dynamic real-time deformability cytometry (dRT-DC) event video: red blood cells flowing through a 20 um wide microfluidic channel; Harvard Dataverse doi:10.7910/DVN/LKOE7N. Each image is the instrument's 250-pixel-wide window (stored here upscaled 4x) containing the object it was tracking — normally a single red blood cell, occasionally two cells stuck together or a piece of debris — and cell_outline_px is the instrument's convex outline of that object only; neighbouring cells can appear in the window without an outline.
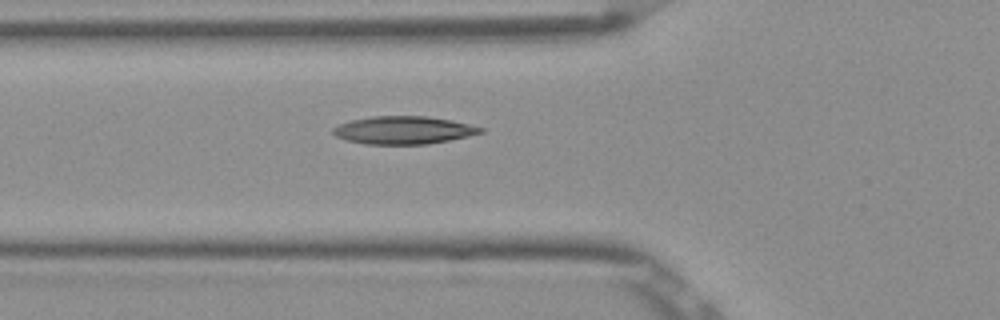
{"species": "Egyptian fruit bat (a non-hibernating species)", "species_latin": "Rousettus aegyptiacus", "temperature_condition": "room temperature", "stored_images_in_passage": 6, "camera_frame_rate_fps": 3000, "um_per_image_px": 0.085, "frame": {"image": 1, "passage_image": 6, "time_ms": 1.667, "image_size_px": [1000, 320], "cell_outline_px": [[484, 132], [468, 136], [428, 144], [364, 144], [348, 140], [336, 136], [332, 132], [332, 128], [340, 124], [352, 120], [372, 116], [428, 116], [468, 124], [484, 128]], "centroid_in_image_um": [34.29, 11.06], "position_along_channel_um": 91.5, "area_um2": 23.7}}